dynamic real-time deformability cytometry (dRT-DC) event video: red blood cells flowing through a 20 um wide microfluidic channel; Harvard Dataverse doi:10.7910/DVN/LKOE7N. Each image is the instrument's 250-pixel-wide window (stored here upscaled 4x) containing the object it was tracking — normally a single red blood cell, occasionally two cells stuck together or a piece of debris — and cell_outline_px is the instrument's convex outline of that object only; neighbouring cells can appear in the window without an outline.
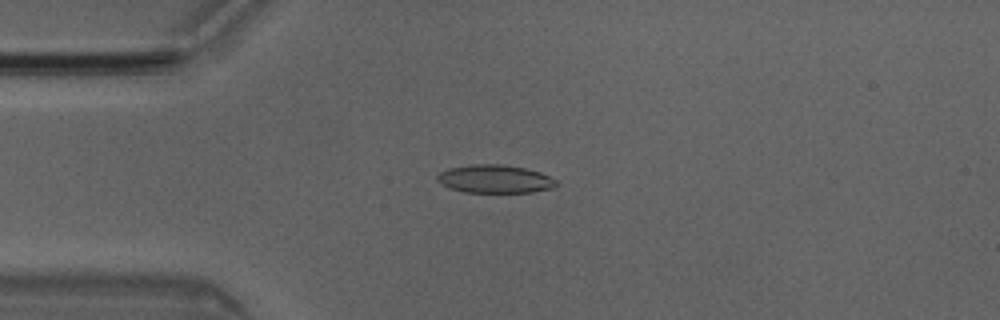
{"species": "Egyptian fruit bat (a non-hibernating species)", "species_latin": "Rousettus aegyptiacus", "temperature_condition": "room temperature", "stored_images_in_passage": 5, "camera_frame_rate_fps": 3000, "um_per_image_px": 0.085, "animal": {"sex": "male"}, "frame": {"image": 1, "passage_image": 3, "time_ms": 0.667, "image_size_px": [1000, 320], "cell_outline_px": [[560, 184], [552, 188], [532, 192], [464, 192], [440, 184], [436, 180], [436, 176], [440, 172], [448, 168], [472, 164], [500, 164], [524, 168], [540, 172], [556, 180]], "centroid_in_image_um": [42.05, 15.21], "position_along_channel_um": 42.9, "area_um2": 19.54}}
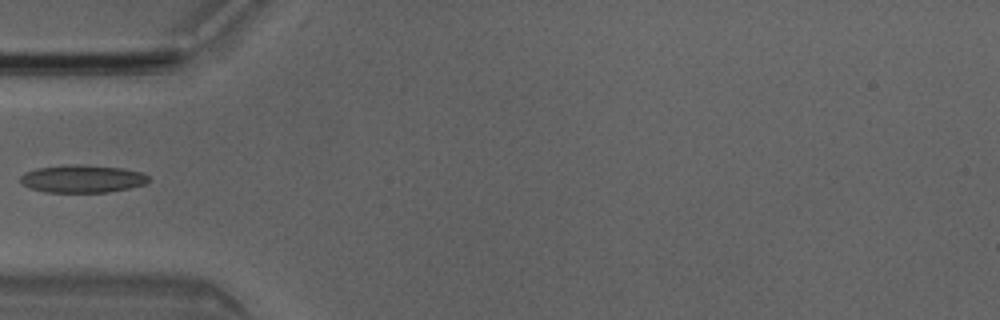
{"frame": {"image": 2, "passage_image": 4, "time_ms": 1.0, "image_size_px": [1000, 320], "cell_outline_px": [[148, 184], [108, 192], [44, 192], [28, 188], [20, 184], [20, 176], [24, 172], [36, 168], [72, 164], [84, 164], [124, 168], [140, 172], [148, 176]], "centroid_in_image_um": [6.96, 15.19], "position_along_channel_um": 78.0, "area_um2": 20.98}}